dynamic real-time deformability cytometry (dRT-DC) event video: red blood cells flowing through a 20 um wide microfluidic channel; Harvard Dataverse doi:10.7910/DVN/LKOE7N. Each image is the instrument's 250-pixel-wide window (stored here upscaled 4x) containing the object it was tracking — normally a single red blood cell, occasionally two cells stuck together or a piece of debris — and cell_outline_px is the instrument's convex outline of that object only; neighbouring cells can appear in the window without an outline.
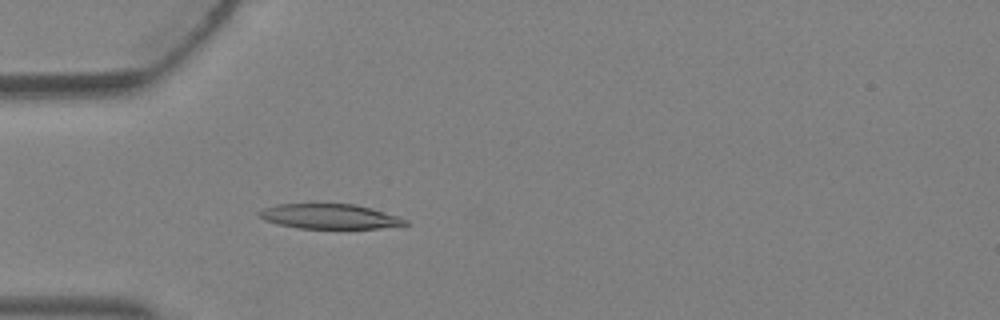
{"species": "Egyptian fruit bat (a non-hibernating species)", "species_latin": "Rousettus aegyptiacus", "temperature_condition": "warm", "stored_images_in_passage": 4, "camera_frame_rate_fps": 3000, "um_per_image_px": 0.085, "animal": {"sex": "female"}, "frame": {"image": 1, "passage_image": 4, "time_ms": 1.0, "image_size_px": [1000, 320], "cell_outline_px": [[408, 224], [376, 228], [300, 228], [280, 224], [264, 220], [256, 212], [264, 208], [276, 204], [356, 204], [400, 216], [408, 220]], "centroid_in_image_um": [28.02, 18.38], "position_along_channel_um": 57.0, "area_um2": 20.98}}